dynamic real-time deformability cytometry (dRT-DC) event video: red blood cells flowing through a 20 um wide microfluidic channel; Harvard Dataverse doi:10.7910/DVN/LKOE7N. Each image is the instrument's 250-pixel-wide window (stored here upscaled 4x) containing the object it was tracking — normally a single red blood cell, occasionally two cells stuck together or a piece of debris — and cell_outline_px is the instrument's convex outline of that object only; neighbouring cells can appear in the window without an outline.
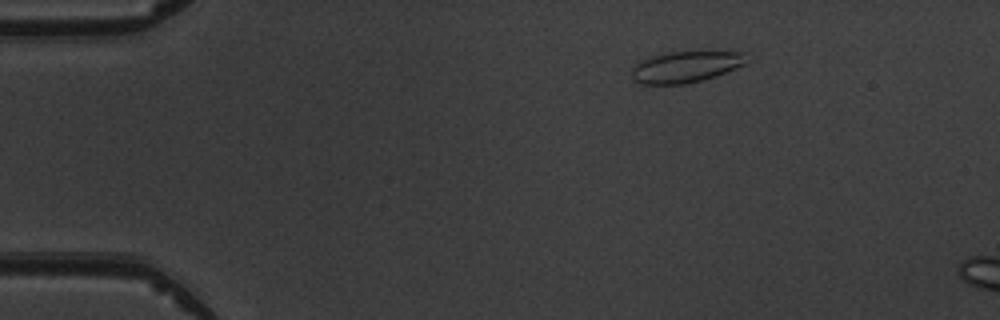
{"species": "common noctule bat (a hibernating species)", "species_latin": "Nyctalus noctula", "temperature_condition": "warm", "stored_images_in_passage": 3, "camera_frame_rate_fps": 3000, "um_per_image_px": 0.085, "animal": {"sex": "male", "body_mass_g": 19.5, "forearm_length_mm": 54.6}, "frame": {"image": 1, "passage_image": 1, "time_ms": 0.0, "image_size_px": [1000, 320], "cell_outline_px": [[748, 52], [744, 64], [736, 68], [700, 80], [684, 84], [644, 84], [632, 80], [632, 68], [640, 60], [648, 56], [664, 52]], "centroid_in_image_um": [58.22, 5.67], "position_along_channel_um": 26.8, "area_um2": 20.75}}